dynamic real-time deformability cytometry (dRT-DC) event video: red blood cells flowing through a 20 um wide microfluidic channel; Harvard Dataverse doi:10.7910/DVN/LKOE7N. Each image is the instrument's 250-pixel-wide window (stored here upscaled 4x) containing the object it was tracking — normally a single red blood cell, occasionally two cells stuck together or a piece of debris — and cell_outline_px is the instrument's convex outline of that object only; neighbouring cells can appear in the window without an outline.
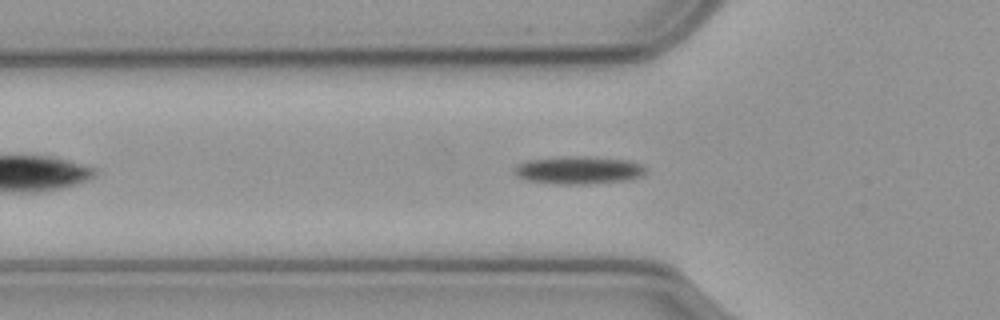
{"species": "common noctule bat (a hibernating species)", "species_latin": "Nyctalus noctula", "temperature_condition": "cold", "stored_images_in_passage": 49, "camera_frame_rate_fps": 3000, "um_per_image_px": 0.085, "animal": {"sex": "male", "body_mass_g": 23.1, "forearm_length_mm": 52.7}, "frame": {"image": 1, "passage_image": 9, "time_ms": 2.667, "image_size_px": [1000, 320], "cell_outline_px": [[644, 176], [628, 180], [588, 184], [552, 184], [524, 180], [516, 176], [512, 172], [512, 168], [516, 164], [532, 160], [580, 156], [628, 160], [640, 164], [644, 168]], "centroid_in_image_um": [49.13, 14.49], "position_along_channel_um": 76.7, "area_um2": 21.21}}
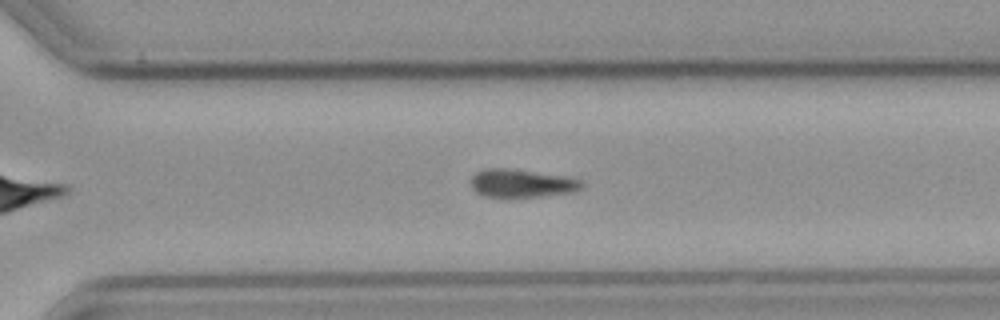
{"frame": {"image": 2, "passage_image": 30, "time_ms": 9.667, "image_size_px": [1000, 320], "cell_outline_px": [[584, 188], [576, 192], [544, 196], [484, 196], [476, 192], [472, 188], [468, 180], [476, 172], [488, 168], [508, 168], [568, 176], [580, 180], [584, 184]], "centroid_in_image_um": [44.37, 15.57], "position_along_channel_um": 326.2, "area_um2": 18.38}}
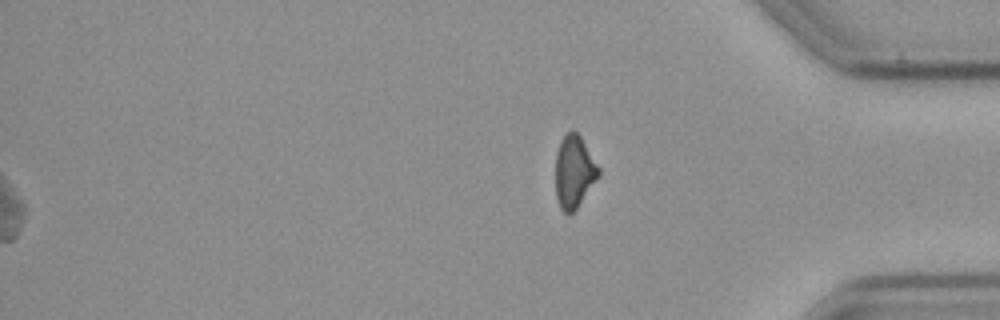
{"frame": {"image": 3, "passage_image": 49, "time_ms": 16.0, "image_size_px": [1000, 320], "cell_outline_px": [[600, 176], [576, 208], [572, 212], [564, 212], [560, 208], [556, 196], [556, 152], [560, 140], [572, 128], [580, 136], [600, 168]], "centroid_in_image_um": [48.8, 14.57], "position_along_channel_um": 386.4, "area_um2": 18.09}, "authors_computed_cell_mechanics": {"area_um2": 18.9006, "velocity_mm_per_s": 3.5575, "shape_relaxation_time_tau1_ms": 8.619, "shape_relaxation_time_tau2_ms": null, "deformation_change_tau1": 0.1129, "deformation_change_tau2": null}}